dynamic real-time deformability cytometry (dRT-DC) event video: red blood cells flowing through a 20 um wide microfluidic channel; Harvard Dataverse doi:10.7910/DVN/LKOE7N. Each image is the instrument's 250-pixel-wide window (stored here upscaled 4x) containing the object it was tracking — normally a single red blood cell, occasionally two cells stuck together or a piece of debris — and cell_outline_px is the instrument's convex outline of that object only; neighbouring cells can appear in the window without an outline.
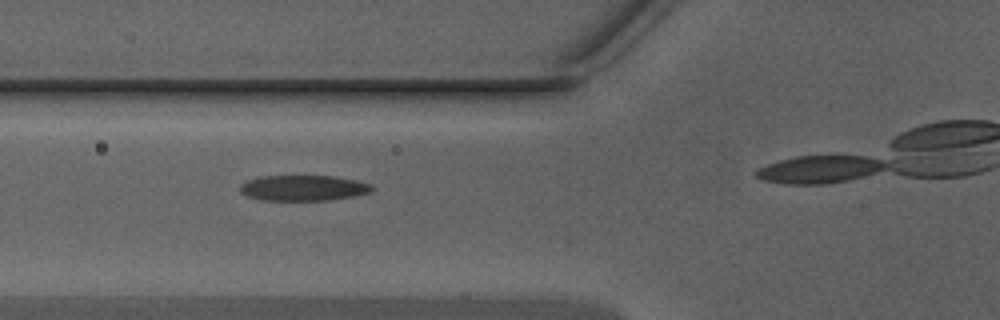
{"species": "Egyptian fruit bat (a non-hibernating species)", "species_latin": "Rousettus aegyptiacus", "temperature_condition": "warm", "stored_images_in_passage": 6, "camera_frame_rate_fps": 3000, "um_per_image_px": 0.085, "animal": {"sex": "male"}, "frame": {"image": 1, "passage_image": 3, "time_ms": 0.667, "image_size_px": [1000, 320], "cell_outline_px": [[376, 188], [372, 192], [356, 196], [328, 200], [260, 200], [248, 196], [240, 192], [240, 184], [244, 180], [260, 176], [336, 176], [356, 180], [372, 184]], "centroid_in_image_um": [25.81, 15.97], "position_along_channel_um": 100.0, "area_um2": 20.0}}